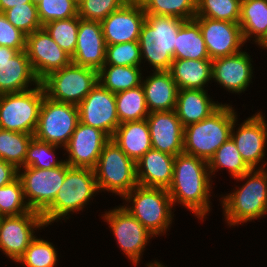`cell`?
Masks as SVG:
<instances>
[{"label":"cell","mask_w":267,"mask_h":267,"mask_svg":"<svg viewBox=\"0 0 267 267\" xmlns=\"http://www.w3.org/2000/svg\"><path fill=\"white\" fill-rule=\"evenodd\" d=\"M211 178L206 160L185 153L176 155L173 180L168 188L173 206L182 205L203 222L212 209Z\"/></svg>","instance_id":"cell-1"},{"label":"cell","mask_w":267,"mask_h":267,"mask_svg":"<svg viewBox=\"0 0 267 267\" xmlns=\"http://www.w3.org/2000/svg\"><path fill=\"white\" fill-rule=\"evenodd\" d=\"M235 180L246 181L219 199L229 228L267 216V168L251 169Z\"/></svg>","instance_id":"cell-2"},{"label":"cell","mask_w":267,"mask_h":267,"mask_svg":"<svg viewBox=\"0 0 267 267\" xmlns=\"http://www.w3.org/2000/svg\"><path fill=\"white\" fill-rule=\"evenodd\" d=\"M184 22L181 18L146 14L139 36L142 64L147 62L154 69L151 71H169L177 33Z\"/></svg>","instance_id":"cell-3"},{"label":"cell","mask_w":267,"mask_h":267,"mask_svg":"<svg viewBox=\"0 0 267 267\" xmlns=\"http://www.w3.org/2000/svg\"><path fill=\"white\" fill-rule=\"evenodd\" d=\"M98 193L93 169L70 167L66 163L64 182L53 203L41 214L46 227L60 220L66 222L71 214L83 211Z\"/></svg>","instance_id":"cell-4"},{"label":"cell","mask_w":267,"mask_h":267,"mask_svg":"<svg viewBox=\"0 0 267 267\" xmlns=\"http://www.w3.org/2000/svg\"><path fill=\"white\" fill-rule=\"evenodd\" d=\"M231 104H222L208 118L184 127L183 153L199 157L207 162L229 138L236 109Z\"/></svg>","instance_id":"cell-5"},{"label":"cell","mask_w":267,"mask_h":267,"mask_svg":"<svg viewBox=\"0 0 267 267\" xmlns=\"http://www.w3.org/2000/svg\"><path fill=\"white\" fill-rule=\"evenodd\" d=\"M122 199L121 206L155 237L170 230L175 208L167 189L137 185Z\"/></svg>","instance_id":"cell-6"},{"label":"cell","mask_w":267,"mask_h":267,"mask_svg":"<svg viewBox=\"0 0 267 267\" xmlns=\"http://www.w3.org/2000/svg\"><path fill=\"white\" fill-rule=\"evenodd\" d=\"M93 170L101 193L107 191L122 199L138 185L136 162L111 139L104 145Z\"/></svg>","instance_id":"cell-7"},{"label":"cell","mask_w":267,"mask_h":267,"mask_svg":"<svg viewBox=\"0 0 267 267\" xmlns=\"http://www.w3.org/2000/svg\"><path fill=\"white\" fill-rule=\"evenodd\" d=\"M44 97L41 83L26 91L0 95V129L34 135Z\"/></svg>","instance_id":"cell-8"},{"label":"cell","mask_w":267,"mask_h":267,"mask_svg":"<svg viewBox=\"0 0 267 267\" xmlns=\"http://www.w3.org/2000/svg\"><path fill=\"white\" fill-rule=\"evenodd\" d=\"M40 83L48 98L78 105L98 84V71L71 62L49 74Z\"/></svg>","instance_id":"cell-9"},{"label":"cell","mask_w":267,"mask_h":267,"mask_svg":"<svg viewBox=\"0 0 267 267\" xmlns=\"http://www.w3.org/2000/svg\"><path fill=\"white\" fill-rule=\"evenodd\" d=\"M78 122L79 110L77 105L55 101L45 95L34 137L64 148Z\"/></svg>","instance_id":"cell-10"},{"label":"cell","mask_w":267,"mask_h":267,"mask_svg":"<svg viewBox=\"0 0 267 267\" xmlns=\"http://www.w3.org/2000/svg\"><path fill=\"white\" fill-rule=\"evenodd\" d=\"M101 217L113 232L120 251H123L133 266H137L147 244L155 236L121 205L108 209Z\"/></svg>","instance_id":"cell-11"},{"label":"cell","mask_w":267,"mask_h":267,"mask_svg":"<svg viewBox=\"0 0 267 267\" xmlns=\"http://www.w3.org/2000/svg\"><path fill=\"white\" fill-rule=\"evenodd\" d=\"M65 176L66 162L51 169L19 168L18 178L30 209L42 214L53 203Z\"/></svg>","instance_id":"cell-12"},{"label":"cell","mask_w":267,"mask_h":267,"mask_svg":"<svg viewBox=\"0 0 267 267\" xmlns=\"http://www.w3.org/2000/svg\"><path fill=\"white\" fill-rule=\"evenodd\" d=\"M46 227L43 216L31 210L17 216H2L0 219V251L17 262L31 241L36 237L35 230Z\"/></svg>","instance_id":"cell-13"},{"label":"cell","mask_w":267,"mask_h":267,"mask_svg":"<svg viewBox=\"0 0 267 267\" xmlns=\"http://www.w3.org/2000/svg\"><path fill=\"white\" fill-rule=\"evenodd\" d=\"M265 117L263 112L257 111L255 115L246 118L241 124H238V117H236L231 130L232 140L236 144L242 159L251 169H266L267 166L265 160V155H267L265 153L267 120H265Z\"/></svg>","instance_id":"cell-14"},{"label":"cell","mask_w":267,"mask_h":267,"mask_svg":"<svg viewBox=\"0 0 267 267\" xmlns=\"http://www.w3.org/2000/svg\"><path fill=\"white\" fill-rule=\"evenodd\" d=\"M25 51L40 82L72 62L71 56L60 48L44 28L26 35Z\"/></svg>","instance_id":"cell-15"},{"label":"cell","mask_w":267,"mask_h":267,"mask_svg":"<svg viewBox=\"0 0 267 267\" xmlns=\"http://www.w3.org/2000/svg\"><path fill=\"white\" fill-rule=\"evenodd\" d=\"M77 106L79 122L97 128L112 138L120 125L114 93L98 83Z\"/></svg>","instance_id":"cell-16"},{"label":"cell","mask_w":267,"mask_h":267,"mask_svg":"<svg viewBox=\"0 0 267 267\" xmlns=\"http://www.w3.org/2000/svg\"><path fill=\"white\" fill-rule=\"evenodd\" d=\"M200 27L211 60L242 51L245 41L239 23L194 17Z\"/></svg>","instance_id":"cell-17"},{"label":"cell","mask_w":267,"mask_h":267,"mask_svg":"<svg viewBox=\"0 0 267 267\" xmlns=\"http://www.w3.org/2000/svg\"><path fill=\"white\" fill-rule=\"evenodd\" d=\"M146 13L138 0H128L101 21L106 45L139 41Z\"/></svg>","instance_id":"cell-18"},{"label":"cell","mask_w":267,"mask_h":267,"mask_svg":"<svg viewBox=\"0 0 267 267\" xmlns=\"http://www.w3.org/2000/svg\"><path fill=\"white\" fill-rule=\"evenodd\" d=\"M110 139L105 132L78 122L64 147V155H67L64 160L70 167L94 169L104 145Z\"/></svg>","instance_id":"cell-19"},{"label":"cell","mask_w":267,"mask_h":267,"mask_svg":"<svg viewBox=\"0 0 267 267\" xmlns=\"http://www.w3.org/2000/svg\"><path fill=\"white\" fill-rule=\"evenodd\" d=\"M39 84L25 50L0 46V95L26 91Z\"/></svg>","instance_id":"cell-20"},{"label":"cell","mask_w":267,"mask_h":267,"mask_svg":"<svg viewBox=\"0 0 267 267\" xmlns=\"http://www.w3.org/2000/svg\"><path fill=\"white\" fill-rule=\"evenodd\" d=\"M252 56L245 50L231 55L212 60V80L222 86L229 93L247 91L253 82Z\"/></svg>","instance_id":"cell-21"},{"label":"cell","mask_w":267,"mask_h":267,"mask_svg":"<svg viewBox=\"0 0 267 267\" xmlns=\"http://www.w3.org/2000/svg\"><path fill=\"white\" fill-rule=\"evenodd\" d=\"M146 120L152 149L172 156L183 153L184 127L175 110L150 112Z\"/></svg>","instance_id":"cell-22"},{"label":"cell","mask_w":267,"mask_h":267,"mask_svg":"<svg viewBox=\"0 0 267 267\" xmlns=\"http://www.w3.org/2000/svg\"><path fill=\"white\" fill-rule=\"evenodd\" d=\"M106 42L101 23L83 20L79 17L77 45L72 63L99 71L105 64Z\"/></svg>","instance_id":"cell-23"},{"label":"cell","mask_w":267,"mask_h":267,"mask_svg":"<svg viewBox=\"0 0 267 267\" xmlns=\"http://www.w3.org/2000/svg\"><path fill=\"white\" fill-rule=\"evenodd\" d=\"M175 156L150 149L136 162L138 185L167 189L173 180Z\"/></svg>","instance_id":"cell-24"},{"label":"cell","mask_w":267,"mask_h":267,"mask_svg":"<svg viewBox=\"0 0 267 267\" xmlns=\"http://www.w3.org/2000/svg\"><path fill=\"white\" fill-rule=\"evenodd\" d=\"M142 77L146 105L149 112L175 110L178 87L169 71H152Z\"/></svg>","instance_id":"cell-25"},{"label":"cell","mask_w":267,"mask_h":267,"mask_svg":"<svg viewBox=\"0 0 267 267\" xmlns=\"http://www.w3.org/2000/svg\"><path fill=\"white\" fill-rule=\"evenodd\" d=\"M222 102H215L208 90L182 89L178 91L175 112L183 127L208 118Z\"/></svg>","instance_id":"cell-26"},{"label":"cell","mask_w":267,"mask_h":267,"mask_svg":"<svg viewBox=\"0 0 267 267\" xmlns=\"http://www.w3.org/2000/svg\"><path fill=\"white\" fill-rule=\"evenodd\" d=\"M111 140L135 162L152 149L150 129L146 119L121 123Z\"/></svg>","instance_id":"cell-27"},{"label":"cell","mask_w":267,"mask_h":267,"mask_svg":"<svg viewBox=\"0 0 267 267\" xmlns=\"http://www.w3.org/2000/svg\"><path fill=\"white\" fill-rule=\"evenodd\" d=\"M169 72L179 90H207L212 82V60L174 59Z\"/></svg>","instance_id":"cell-28"},{"label":"cell","mask_w":267,"mask_h":267,"mask_svg":"<svg viewBox=\"0 0 267 267\" xmlns=\"http://www.w3.org/2000/svg\"><path fill=\"white\" fill-rule=\"evenodd\" d=\"M239 25L245 43L256 44L267 31V0H241Z\"/></svg>","instance_id":"cell-29"},{"label":"cell","mask_w":267,"mask_h":267,"mask_svg":"<svg viewBox=\"0 0 267 267\" xmlns=\"http://www.w3.org/2000/svg\"><path fill=\"white\" fill-rule=\"evenodd\" d=\"M174 59H210L199 25L185 21L176 37Z\"/></svg>","instance_id":"cell-30"},{"label":"cell","mask_w":267,"mask_h":267,"mask_svg":"<svg viewBox=\"0 0 267 267\" xmlns=\"http://www.w3.org/2000/svg\"><path fill=\"white\" fill-rule=\"evenodd\" d=\"M141 66H115L103 65L98 71V83L116 94L141 85Z\"/></svg>","instance_id":"cell-31"},{"label":"cell","mask_w":267,"mask_h":267,"mask_svg":"<svg viewBox=\"0 0 267 267\" xmlns=\"http://www.w3.org/2000/svg\"><path fill=\"white\" fill-rule=\"evenodd\" d=\"M211 177L221 169H228L231 178L235 179L247 173L251 168L242 159L236 144L229 138L208 161Z\"/></svg>","instance_id":"cell-32"},{"label":"cell","mask_w":267,"mask_h":267,"mask_svg":"<svg viewBox=\"0 0 267 267\" xmlns=\"http://www.w3.org/2000/svg\"><path fill=\"white\" fill-rule=\"evenodd\" d=\"M115 100L120 124L144 120L150 113L142 85L116 93Z\"/></svg>","instance_id":"cell-33"},{"label":"cell","mask_w":267,"mask_h":267,"mask_svg":"<svg viewBox=\"0 0 267 267\" xmlns=\"http://www.w3.org/2000/svg\"><path fill=\"white\" fill-rule=\"evenodd\" d=\"M34 135L0 129V159L24 167L28 146Z\"/></svg>","instance_id":"cell-34"},{"label":"cell","mask_w":267,"mask_h":267,"mask_svg":"<svg viewBox=\"0 0 267 267\" xmlns=\"http://www.w3.org/2000/svg\"><path fill=\"white\" fill-rule=\"evenodd\" d=\"M148 15H165L193 20L196 16V0H138Z\"/></svg>","instance_id":"cell-35"},{"label":"cell","mask_w":267,"mask_h":267,"mask_svg":"<svg viewBox=\"0 0 267 267\" xmlns=\"http://www.w3.org/2000/svg\"><path fill=\"white\" fill-rule=\"evenodd\" d=\"M241 0H196V16L239 23Z\"/></svg>","instance_id":"cell-36"},{"label":"cell","mask_w":267,"mask_h":267,"mask_svg":"<svg viewBox=\"0 0 267 267\" xmlns=\"http://www.w3.org/2000/svg\"><path fill=\"white\" fill-rule=\"evenodd\" d=\"M56 249L52 242L36 236L16 263L24 267H56L58 262Z\"/></svg>","instance_id":"cell-37"},{"label":"cell","mask_w":267,"mask_h":267,"mask_svg":"<svg viewBox=\"0 0 267 267\" xmlns=\"http://www.w3.org/2000/svg\"><path fill=\"white\" fill-rule=\"evenodd\" d=\"M43 28L48 32L52 39L71 57L77 45V33L79 28V16L69 19L53 20Z\"/></svg>","instance_id":"cell-38"},{"label":"cell","mask_w":267,"mask_h":267,"mask_svg":"<svg viewBox=\"0 0 267 267\" xmlns=\"http://www.w3.org/2000/svg\"><path fill=\"white\" fill-rule=\"evenodd\" d=\"M64 148L62 146L50 144L33 137L24 161V167H33L39 169H51L61 166L65 160L56 158V149Z\"/></svg>","instance_id":"cell-39"},{"label":"cell","mask_w":267,"mask_h":267,"mask_svg":"<svg viewBox=\"0 0 267 267\" xmlns=\"http://www.w3.org/2000/svg\"><path fill=\"white\" fill-rule=\"evenodd\" d=\"M20 179L0 187V216H17L30 212Z\"/></svg>","instance_id":"cell-40"},{"label":"cell","mask_w":267,"mask_h":267,"mask_svg":"<svg viewBox=\"0 0 267 267\" xmlns=\"http://www.w3.org/2000/svg\"><path fill=\"white\" fill-rule=\"evenodd\" d=\"M3 13L15 28H18L26 35L43 28L39 20L36 4L24 3L14 6Z\"/></svg>","instance_id":"cell-41"},{"label":"cell","mask_w":267,"mask_h":267,"mask_svg":"<svg viewBox=\"0 0 267 267\" xmlns=\"http://www.w3.org/2000/svg\"><path fill=\"white\" fill-rule=\"evenodd\" d=\"M141 52L139 41L106 45L104 65L141 66Z\"/></svg>","instance_id":"cell-42"},{"label":"cell","mask_w":267,"mask_h":267,"mask_svg":"<svg viewBox=\"0 0 267 267\" xmlns=\"http://www.w3.org/2000/svg\"><path fill=\"white\" fill-rule=\"evenodd\" d=\"M77 3L76 0H41L37 10L42 26L53 20L78 16Z\"/></svg>","instance_id":"cell-43"},{"label":"cell","mask_w":267,"mask_h":267,"mask_svg":"<svg viewBox=\"0 0 267 267\" xmlns=\"http://www.w3.org/2000/svg\"><path fill=\"white\" fill-rule=\"evenodd\" d=\"M128 0H79L78 16L88 21H103L110 13L121 8Z\"/></svg>","instance_id":"cell-44"},{"label":"cell","mask_w":267,"mask_h":267,"mask_svg":"<svg viewBox=\"0 0 267 267\" xmlns=\"http://www.w3.org/2000/svg\"><path fill=\"white\" fill-rule=\"evenodd\" d=\"M0 46L16 49L18 52L26 48V34L15 28L0 12Z\"/></svg>","instance_id":"cell-45"},{"label":"cell","mask_w":267,"mask_h":267,"mask_svg":"<svg viewBox=\"0 0 267 267\" xmlns=\"http://www.w3.org/2000/svg\"><path fill=\"white\" fill-rule=\"evenodd\" d=\"M18 177V169L11 163L0 159V187L11 183Z\"/></svg>","instance_id":"cell-46"},{"label":"cell","mask_w":267,"mask_h":267,"mask_svg":"<svg viewBox=\"0 0 267 267\" xmlns=\"http://www.w3.org/2000/svg\"><path fill=\"white\" fill-rule=\"evenodd\" d=\"M24 3H32L31 0H0V12H5L6 10L13 8L14 6H19Z\"/></svg>","instance_id":"cell-47"},{"label":"cell","mask_w":267,"mask_h":267,"mask_svg":"<svg viewBox=\"0 0 267 267\" xmlns=\"http://www.w3.org/2000/svg\"><path fill=\"white\" fill-rule=\"evenodd\" d=\"M256 45H258L259 48H262V50H267V31L265 35L256 43Z\"/></svg>","instance_id":"cell-48"},{"label":"cell","mask_w":267,"mask_h":267,"mask_svg":"<svg viewBox=\"0 0 267 267\" xmlns=\"http://www.w3.org/2000/svg\"><path fill=\"white\" fill-rule=\"evenodd\" d=\"M163 263L158 262L157 260L151 261L150 263H146L147 267H167Z\"/></svg>","instance_id":"cell-49"},{"label":"cell","mask_w":267,"mask_h":267,"mask_svg":"<svg viewBox=\"0 0 267 267\" xmlns=\"http://www.w3.org/2000/svg\"><path fill=\"white\" fill-rule=\"evenodd\" d=\"M41 0H31V2L33 3V4H38L39 2H40Z\"/></svg>","instance_id":"cell-50"}]
</instances>
